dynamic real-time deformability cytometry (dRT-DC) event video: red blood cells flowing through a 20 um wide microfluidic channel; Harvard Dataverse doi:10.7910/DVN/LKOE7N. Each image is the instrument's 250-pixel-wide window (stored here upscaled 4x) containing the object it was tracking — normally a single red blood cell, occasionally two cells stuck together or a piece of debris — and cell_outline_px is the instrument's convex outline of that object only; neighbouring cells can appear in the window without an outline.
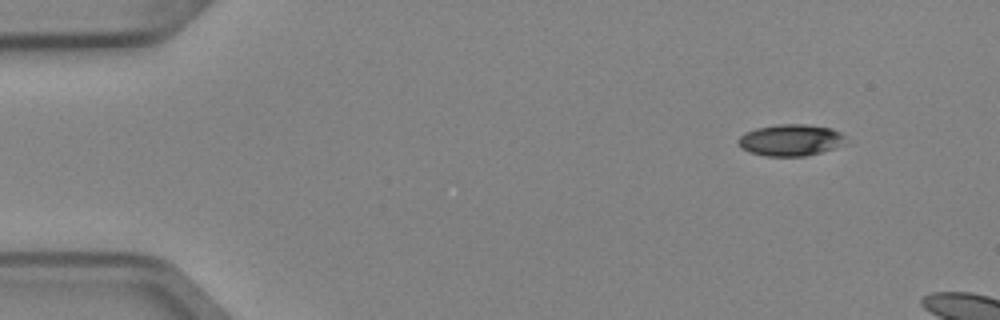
{"species": "Egyptian fruit bat (a non-hibernating species)", "species_latin": "Rousettus aegyptiacus", "temperature_condition": "cold", "stored_images_in_passage": 3, "camera_frame_rate_fps": 3000, "um_per_image_px": 0.085, "animal": {"sex": "female"}, "frame": {"image": 1, "passage_image": 1, "time_ms": 0.0, "image_size_px": [1000, 320], "cell_outline_px": [[848, 144], [820, 152], [804, 156], [764, 156], [748, 152], [740, 148], [736, 140], [744, 132], [756, 128], [776, 124], [808, 124], [832, 128], [840, 132], [844, 136]], "centroid_in_image_um": [67.19, 11.9], "position_along_channel_um": 17.8, "area_um2": 20.17}}